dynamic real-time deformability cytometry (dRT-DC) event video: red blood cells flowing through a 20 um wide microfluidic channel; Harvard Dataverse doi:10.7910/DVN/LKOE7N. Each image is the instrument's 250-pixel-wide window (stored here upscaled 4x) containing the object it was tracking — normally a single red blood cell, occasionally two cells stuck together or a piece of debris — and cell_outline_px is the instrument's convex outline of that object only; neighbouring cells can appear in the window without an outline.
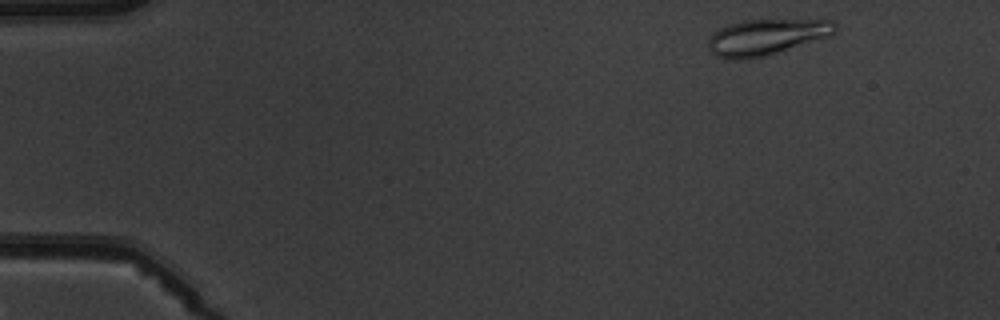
{"species": "common noctule bat (a hibernating species)", "species_latin": "Nyctalus noctula", "temperature_condition": "warm", "stored_images_in_passage": 5, "camera_frame_rate_fps": 3000, "um_per_image_px": 0.085, "animal": {"sex": "male", "body_mass_g": 19.5, "forearm_length_mm": 54.6}, "frame": {"image": 1, "passage_image": 1, "time_ms": 0.0, "image_size_px": [1000, 320], "cell_outline_px": [[836, 28], [832, 36], [764, 56], [744, 60], [724, 60], [716, 56], [708, 48], [708, 40], [720, 28], [728, 24], [744, 20], [836, 20]], "centroid_in_image_um": [65.14, 3.16], "position_along_channel_um": 19.9, "area_um2": 26.65}}
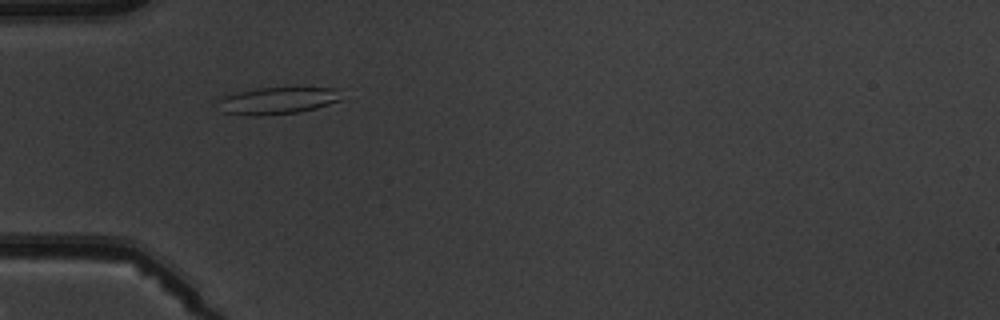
{"frame": {"image": 2, "passage_image": 4, "time_ms": 3.667, "image_size_px": [1000, 320], "cell_outline_px": [[340, 100], [316, 108], [300, 112], [260, 116], [252, 116], [220, 112], [220, 100], [224, 96], [256, 88], [336, 88]], "centroid_in_image_um": [23.55, 8.57], "position_along_channel_um": 61.4, "area_um2": 19.07}}
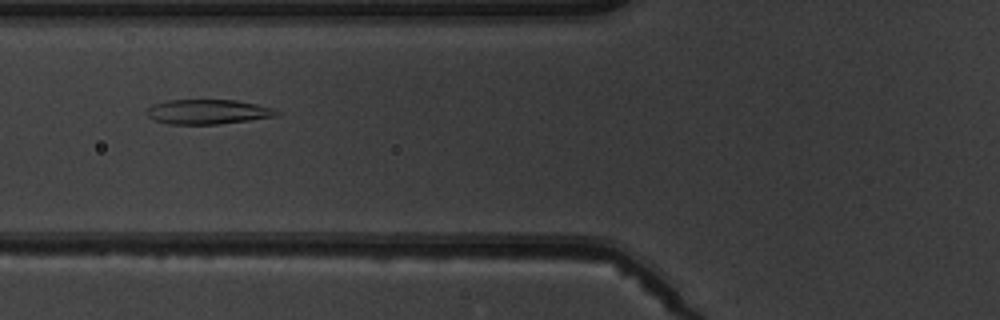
{"frame": {"image": 3, "passage_image": 5, "time_ms": 5.0, "image_size_px": [1000, 320], "cell_outline_px": [[280, 116], [216, 124], [168, 124], [152, 120], [148, 116], [148, 108], [152, 104], [168, 100], [236, 100], [276, 108], [280, 112]], "centroid_in_image_um": [17.7, 9.5], "position_along_channel_um": 108.1, "area_um2": 18.79}}